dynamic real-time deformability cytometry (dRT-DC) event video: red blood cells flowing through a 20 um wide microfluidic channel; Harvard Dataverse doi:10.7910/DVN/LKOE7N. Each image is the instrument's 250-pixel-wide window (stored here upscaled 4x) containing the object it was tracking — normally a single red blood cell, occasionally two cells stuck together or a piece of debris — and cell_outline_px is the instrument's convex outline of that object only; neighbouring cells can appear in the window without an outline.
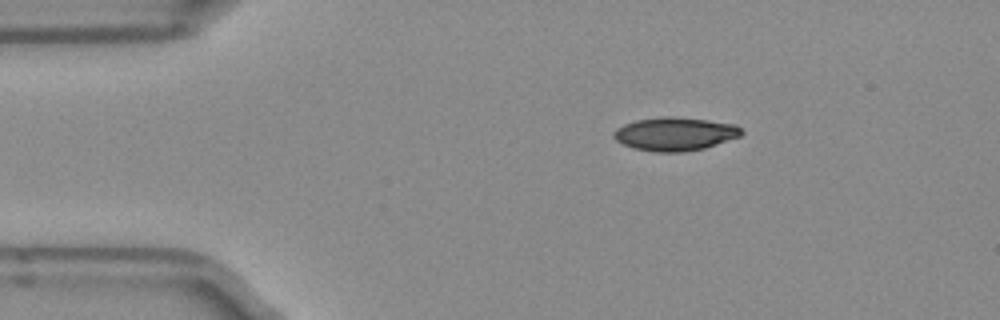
{"species": "Egyptian fruit bat (a non-hibernating species)", "species_latin": "Rousettus aegyptiacus", "temperature_condition": "room temperature", "stored_images_in_passage": 43, "camera_frame_rate_fps": 3000, "um_per_image_px": 0.085, "frame": {"image": 1, "passage_image": 1, "time_ms": 0.0, "image_size_px": [1000, 320], "cell_outline_px": [[744, 132], [740, 136], [704, 148], [684, 152], [656, 152], [632, 148], [616, 140], [612, 136], [612, 132], [616, 128], [624, 124], [636, 120], [664, 116], [672, 116], [708, 120], [736, 124]], "centroid_in_image_um": [57.35, 11.38], "position_along_channel_um": 27.7, "area_um2": 24.91}}
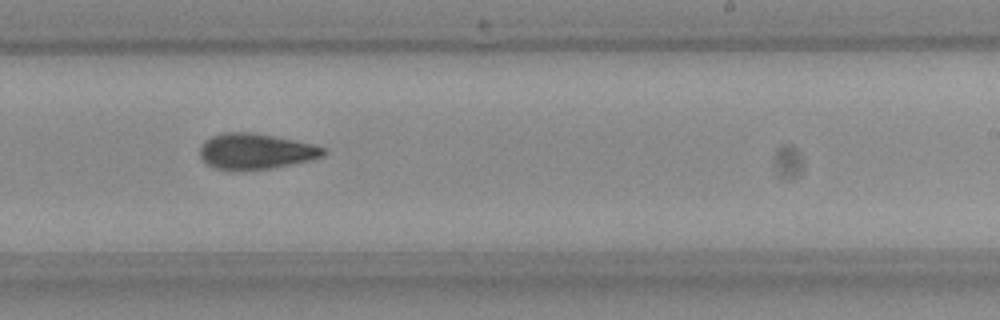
{"frame": {"image": 2, "passage_image": 23, "time_ms": 7.333, "image_size_px": [1000, 320], "cell_outline_px": [[328, 152], [324, 156], [312, 160], [268, 168], [216, 168], [208, 164], [200, 156], [200, 148], [204, 140], [212, 136], [224, 132], [252, 132], [312, 144], [324, 148]], "centroid_in_image_um": [21.75, 12.83], "position_along_channel_um": 267.2, "area_um2": 24.97}}
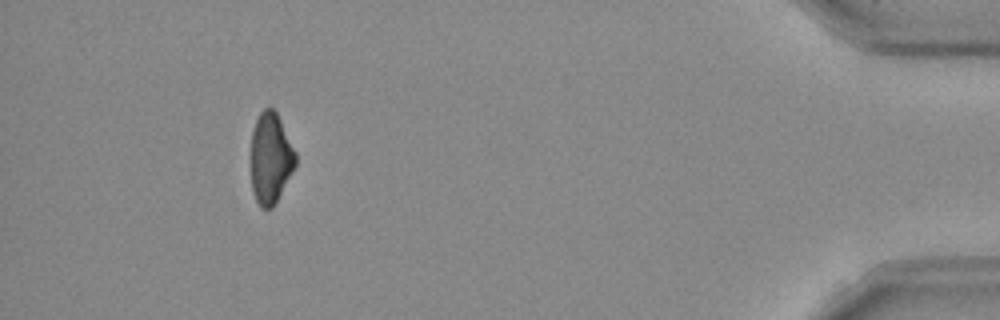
{"frame": {"image": 3, "passage_image": 39, "time_ms": 12.667, "image_size_px": [1000, 320], "cell_outline_px": [[296, 164], [272, 208], [260, 208], [252, 192], [252, 132], [256, 120], [260, 112], [264, 108], [272, 108], [276, 112], [296, 152]], "centroid_in_image_um": [22.99, 13.44], "position_along_channel_um": 412.2, "area_um2": 23.18}, "authors_computed_cell_mechanics": {"area_um2": 25.3742, "velocity_mm_per_s": 3.9696, "shape_relaxation_time_tau1_ms": 7.933, "shape_relaxation_time_tau2_ms": 6.7882, "deformation_change_tau1": 0.1757, "deformation_change_tau2": 0.1363}}